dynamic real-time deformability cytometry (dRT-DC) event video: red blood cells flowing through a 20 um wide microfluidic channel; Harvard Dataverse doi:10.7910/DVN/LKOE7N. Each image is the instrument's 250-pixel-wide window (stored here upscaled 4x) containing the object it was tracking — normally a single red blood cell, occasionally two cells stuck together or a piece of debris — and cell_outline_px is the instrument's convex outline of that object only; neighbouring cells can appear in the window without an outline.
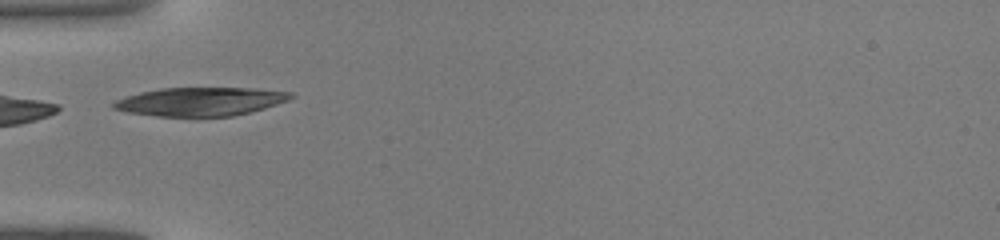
{"species": "common noctule bat (a hibernating species)", "species_latin": "Nyctalus noctula", "temperature_condition": "warm", "stored_images_in_passage": 19, "camera_frame_rate_fps": 3000, "um_per_image_px": 0.085, "animal": {"sex": "male", "body_mass_g": 19.0, "forearm_length_mm": 50.8}, "frame": {"image": 1, "passage_image": 1, "time_ms": 0.0, "image_size_px": [1000, 240], "cell_outline_px": [[296, 96], [288, 100], [264, 108], [232, 116], [156, 116], [128, 112], [112, 108], [112, 104], [116, 100], [124, 96], [140, 92], [160, 88], [256, 88], [292, 92]], "centroid_in_image_um": [17.03, 8.62], "position_along_channel_um": 68.0, "area_um2": 29.42}}
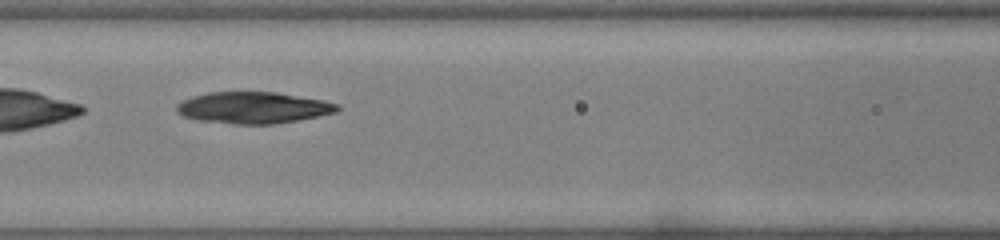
{"frame": {"image": 2, "passage_image": 6, "time_ms": 1.667, "image_size_px": [1000, 240], "cell_outline_px": [[340, 108], [336, 112], [296, 120], [272, 124], [232, 124], [196, 120], [184, 116], [176, 112], [176, 104], [180, 100], [192, 96], [208, 92], [276, 92], [324, 100], [340, 104]], "centroid_in_image_um": [21.48, 9.15], "position_along_channel_um": 145.1, "area_um2": 29.65}}
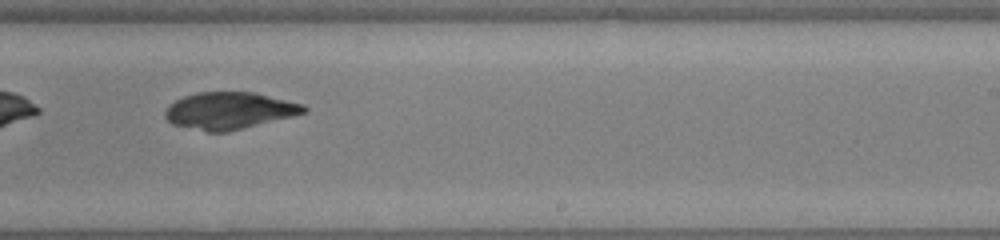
{"frame": {"image": 3, "passage_image": 14, "time_ms": 4.333, "image_size_px": [1000, 240], "cell_outline_px": [[308, 112], [228, 132], [208, 132], [172, 124], [164, 116], [164, 112], [176, 100], [184, 96], [196, 92], [256, 92], [304, 104], [308, 108]], "centroid_in_image_um": [19.53, 9.4], "position_along_channel_um": 269.5, "area_um2": 29.88}}